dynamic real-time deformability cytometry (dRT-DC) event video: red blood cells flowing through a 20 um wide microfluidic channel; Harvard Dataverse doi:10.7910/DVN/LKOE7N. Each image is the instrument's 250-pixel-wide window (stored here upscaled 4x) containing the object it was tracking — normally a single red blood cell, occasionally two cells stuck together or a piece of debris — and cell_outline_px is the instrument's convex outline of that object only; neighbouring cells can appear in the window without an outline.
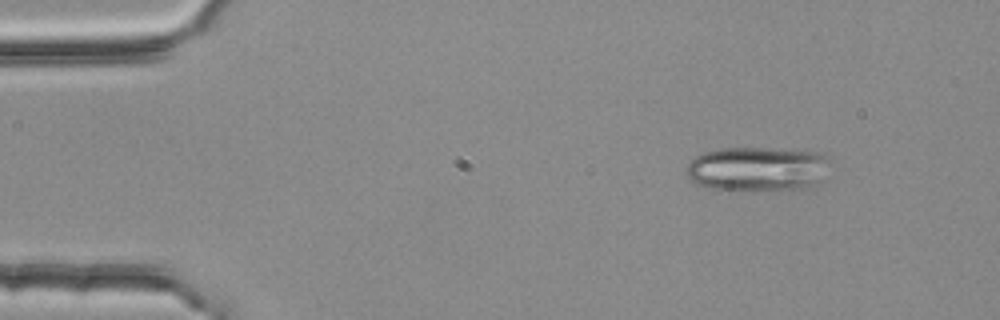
{"species": "common noctule bat (a hibernating species)", "species_latin": "Nyctalus noctula", "temperature_condition": "room temperature", "stored_images_in_passage": 2, "camera_frame_rate_fps": 3000, "um_per_image_px": 0.085, "animal": {"sex": "female", "body_mass_g": 25.1}, "frame": {"image": 1, "passage_image": 1, "time_ms": 0.0, "image_size_px": [1000, 320], "cell_outline_px": [[828, 160], [820, 180], [816, 188], [752, 192], [720, 192], [704, 188], [696, 184], [684, 172], [684, 168], [696, 156], [704, 152], [720, 148], [768, 148], [820, 152], [828, 156]], "centroid_in_image_um": [64.32, 14.42], "position_along_channel_um": 20.7, "area_um2": 38.67}}